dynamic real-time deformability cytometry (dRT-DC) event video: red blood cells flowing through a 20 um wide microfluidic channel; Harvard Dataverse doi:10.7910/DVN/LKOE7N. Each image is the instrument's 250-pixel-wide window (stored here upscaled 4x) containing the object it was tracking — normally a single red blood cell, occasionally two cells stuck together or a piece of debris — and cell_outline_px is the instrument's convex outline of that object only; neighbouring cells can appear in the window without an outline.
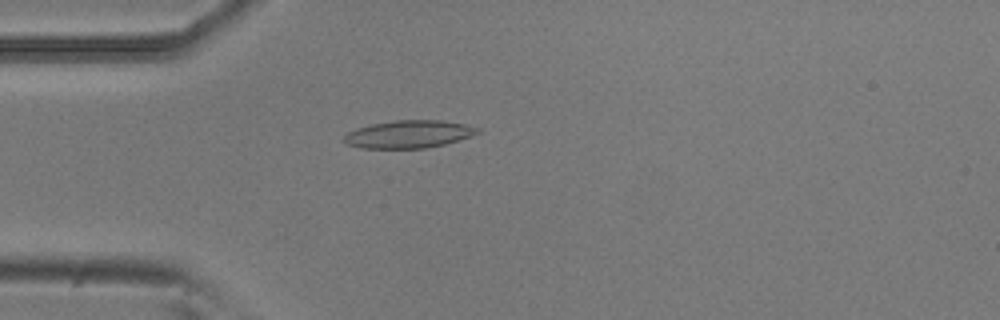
{"species": "common noctule bat (a hibernating species)", "species_latin": "Nyctalus noctula", "temperature_condition": "room temperature", "stored_images_in_passage": 41, "camera_frame_rate_fps": 3000, "um_per_image_px": 0.085, "animal": {"sex": "male", "body_mass_g": 20.5, "forearm_length_mm": 52.5}, "frame": {"image": 1, "passage_image": 2, "time_ms": 0.333, "image_size_px": [1000, 320], "cell_outline_px": [[480, 132], [472, 136], [460, 140], [444, 144], [424, 148], [360, 148], [344, 144], [340, 140], [348, 132], [356, 128], [372, 124], [396, 120], [440, 120], [464, 124], [480, 128]], "centroid_in_image_um": [34.71, 11.41], "position_along_channel_um": 50.3, "area_um2": 21.68}}
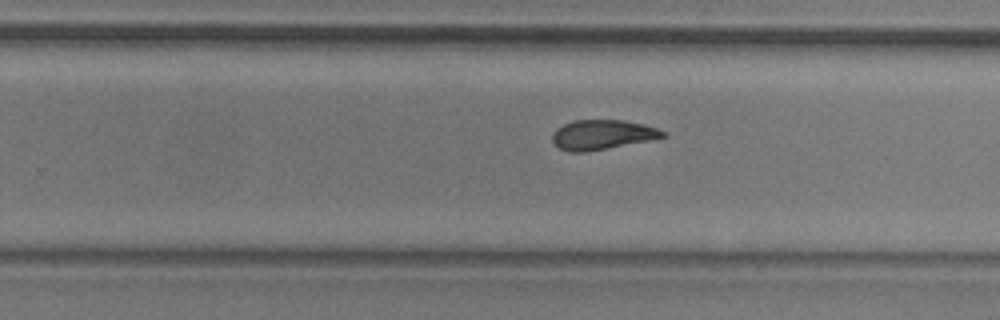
{"frame": {"image": 2, "passage_image": 21, "time_ms": 6.667, "image_size_px": [1000, 320], "cell_outline_px": [[668, 136], [652, 140], [584, 152], [568, 152], [552, 144], [552, 132], [556, 128], [572, 120], [624, 120], [644, 124], [668, 132]], "centroid_in_image_um": [51.19, 11.44], "position_along_channel_um": 278.6, "area_um2": 19.36}}
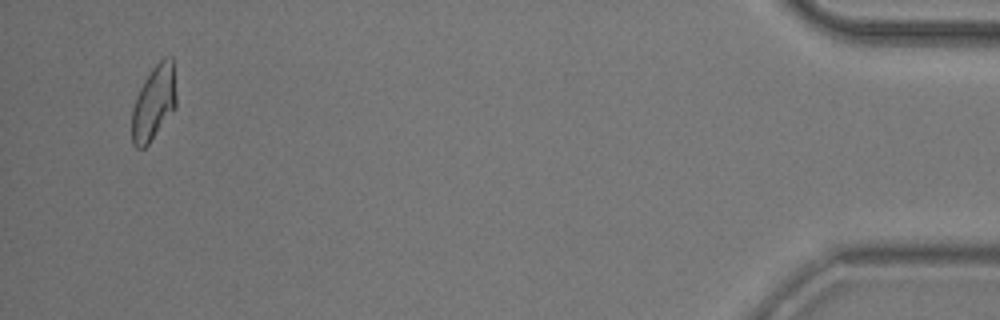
{"frame": {"image": 3, "passage_image": 39, "time_ms": 12.667, "image_size_px": [1000, 320], "cell_outline_px": [[176, 108], [148, 144], [144, 148], [136, 148], [132, 144], [132, 108], [136, 96], [144, 80], [152, 68], [164, 56], [172, 56], [176, 96]], "centroid_in_image_um": [13.07, 8.73], "position_along_channel_um": 422.1, "area_um2": 19.36}, "authors_computed_cell_mechanics": {"area_um2": 19.7098, "velocity_mm_per_s": 3.7486, "shape_relaxation_time_tau1_ms": 6.5041, "shape_relaxation_time_tau2_ms": 2.798, "deformation_change_tau1": 0.1674, "deformation_change_tau2": 0.0931}}